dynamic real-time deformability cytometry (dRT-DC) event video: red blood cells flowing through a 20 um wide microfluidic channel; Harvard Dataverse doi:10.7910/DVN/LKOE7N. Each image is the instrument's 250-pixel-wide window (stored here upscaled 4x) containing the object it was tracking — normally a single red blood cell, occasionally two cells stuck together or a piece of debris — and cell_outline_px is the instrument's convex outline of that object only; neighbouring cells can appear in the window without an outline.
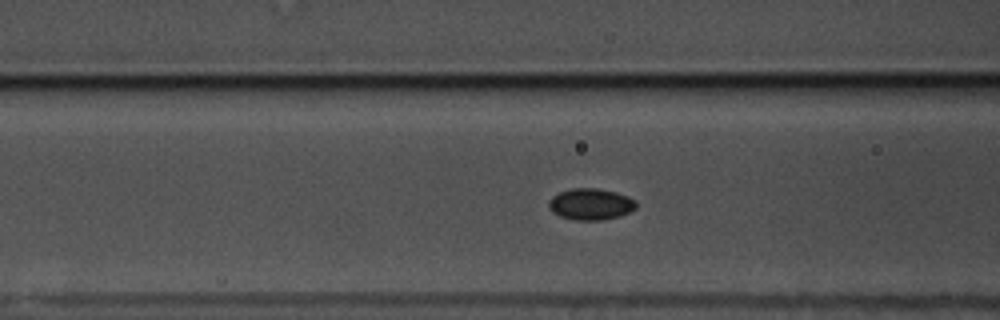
{"species": "common noctule bat (a hibernating species)", "species_latin": "Nyctalus noctula", "temperature_condition": "warm", "stored_images_in_passage": 44, "camera_frame_rate_fps": 3000, "um_per_image_px": 0.085, "animal": {"sex": "male", "body_mass_g": 17.5, "forearm_length_mm": 52.3}, "frame": {"image": 1, "passage_image": 8, "time_ms": 2.333, "image_size_px": [1000, 320], "cell_outline_px": [[636, 208], [620, 216], [600, 220], [576, 220], [560, 216], [552, 212], [548, 208], [548, 200], [552, 196], [560, 192], [572, 188], [596, 188], [616, 192], [628, 196], [636, 200]], "centroid_in_image_um": [50.19, 17.35], "position_along_channel_um": 116.4, "area_um2": 16.07}}
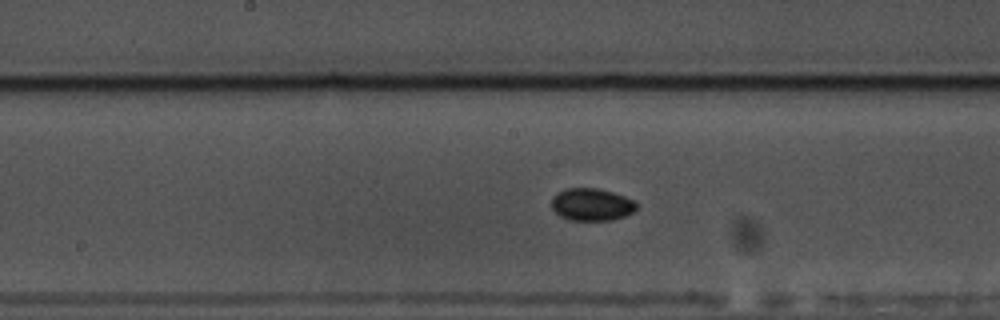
{"frame": {"image": 2, "passage_image": 15, "time_ms": 4.667, "image_size_px": [1000, 320], "cell_outline_px": [[640, 204], [632, 212], [624, 216], [612, 220], [568, 220], [560, 216], [552, 208], [552, 196], [556, 192], [564, 188], [596, 188], [612, 192], [624, 196]], "centroid_in_image_um": [50.27, 17.38], "position_along_channel_um": 197.9, "area_um2": 16.13}}
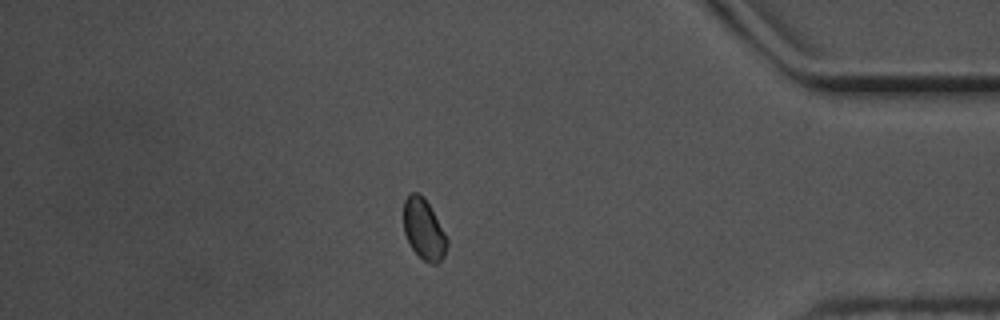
{"frame": {"image": 3, "passage_image": 35, "time_ms": 11.333, "image_size_px": [1000, 320], "cell_outline_px": [[448, 244], [444, 256], [436, 264], [432, 264], [424, 260], [412, 248], [404, 232], [404, 200], [412, 192], [416, 192], [424, 196], [448, 236]], "centroid_in_image_um": [36.05, 19.48], "position_along_channel_um": 399.1, "area_um2": 15.37}, "authors_computed_cell_mechanics": {"area_um2": 15.5193, "velocity_mm_per_s": 3.5094, "shape_relaxation_time_tau1_ms": null, "shape_relaxation_time_tau2_ms": 3.5075, "deformation_change_tau1": null, "deformation_change_tau2": 0.0361}}